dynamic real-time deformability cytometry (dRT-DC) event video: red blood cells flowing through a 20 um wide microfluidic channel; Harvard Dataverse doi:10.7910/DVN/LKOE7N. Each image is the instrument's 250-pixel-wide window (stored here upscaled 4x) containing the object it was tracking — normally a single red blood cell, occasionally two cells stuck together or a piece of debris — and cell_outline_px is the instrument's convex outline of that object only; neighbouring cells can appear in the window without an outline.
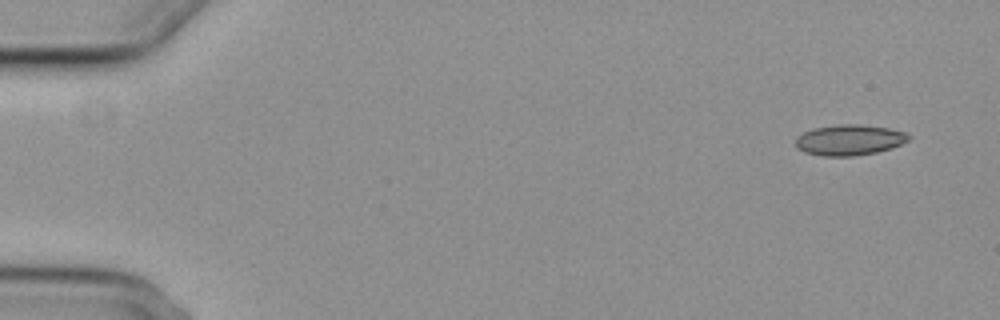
{"species": "common noctule bat (a hibernating species)", "species_latin": "Nyctalus noctula", "temperature_condition": "cold", "stored_images_in_passage": 53, "camera_frame_rate_fps": 3000, "um_per_image_px": 0.085, "animal": {"sex": "female", "body_mass_g": 29.2, "forearm_length_mm": 56.3}, "frame": {"image": 1, "passage_image": 1, "time_ms": 0.0, "image_size_px": [1000, 320], "cell_outline_px": [[912, 136], [908, 140], [892, 148], [876, 152], [852, 156], [820, 156], [804, 152], [796, 148], [796, 136], [812, 128], [836, 124], [860, 124], [888, 128], [904, 132]], "centroid_in_image_um": [72.16, 11.89], "position_along_channel_um": 12.8, "area_um2": 20.35}}
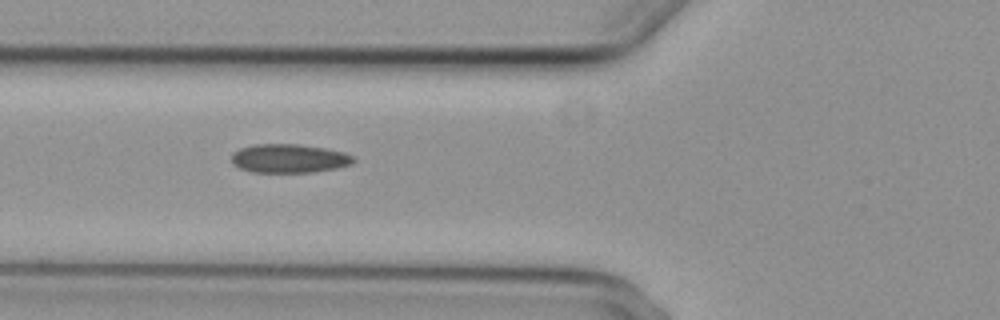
{"frame": {"image": 2, "passage_image": 19, "time_ms": 6.0, "image_size_px": [1000, 320], "cell_outline_px": [[356, 160], [352, 164], [336, 168], [312, 172], [252, 172], [240, 168], [232, 164], [232, 152], [240, 148], [252, 144], [300, 144], [324, 148], [344, 152], [352, 156]], "centroid_in_image_um": [24.55, 13.46], "position_along_channel_um": 101.2, "area_um2": 20.52}}
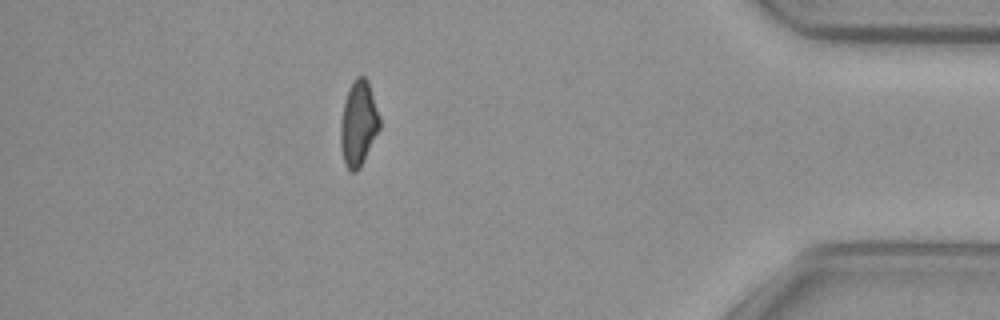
{"frame": {"image": 3, "passage_image": 47, "time_ms": 15.333, "image_size_px": [1000, 320], "cell_outline_px": [[380, 128], [360, 168], [356, 172], [352, 172], [344, 164], [340, 144], [340, 124], [344, 104], [352, 80], [356, 76], [364, 76], [368, 80], [380, 116]], "centroid_in_image_um": [30.47, 10.5], "position_along_channel_um": 404.7, "area_um2": 19.42}, "authors_computed_cell_mechanics": {"area_um2": 20.0566, "velocity_mm_per_s": 3.7183, "shape_relaxation_time_tau1_ms": null, "shape_relaxation_time_tau2_ms": 10.5911, "deformation_change_tau1": null, "deformation_change_tau2": 0.1777}}